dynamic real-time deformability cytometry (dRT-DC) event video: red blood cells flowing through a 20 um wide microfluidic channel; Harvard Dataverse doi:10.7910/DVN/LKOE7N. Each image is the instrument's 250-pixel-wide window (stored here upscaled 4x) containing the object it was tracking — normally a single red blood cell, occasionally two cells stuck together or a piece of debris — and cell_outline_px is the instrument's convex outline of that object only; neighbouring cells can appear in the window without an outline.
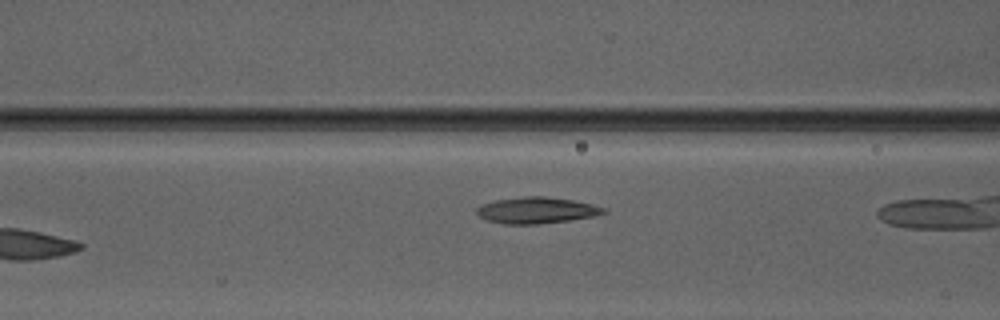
{"species": "Egyptian fruit bat (a non-hibernating species)", "species_latin": "Rousettus aegyptiacus", "temperature_condition": "warm", "stored_images_in_passage": 4, "camera_frame_rate_fps": 3000, "um_per_image_px": 0.085, "animal": {"sex": "male"}, "frame": {"image": 1, "passage_image": 3, "time_ms": 2.333, "image_size_px": [1000, 320], "cell_outline_px": [[608, 212], [592, 216], [568, 220], [536, 224], [504, 224], [488, 220], [480, 216], [476, 212], [476, 208], [480, 204], [496, 200], [524, 196], [544, 196], [572, 200], [592, 204], [608, 208]], "centroid_in_image_um": [45.61, 17.86], "position_along_channel_um": 121.0, "area_um2": 19.36}}